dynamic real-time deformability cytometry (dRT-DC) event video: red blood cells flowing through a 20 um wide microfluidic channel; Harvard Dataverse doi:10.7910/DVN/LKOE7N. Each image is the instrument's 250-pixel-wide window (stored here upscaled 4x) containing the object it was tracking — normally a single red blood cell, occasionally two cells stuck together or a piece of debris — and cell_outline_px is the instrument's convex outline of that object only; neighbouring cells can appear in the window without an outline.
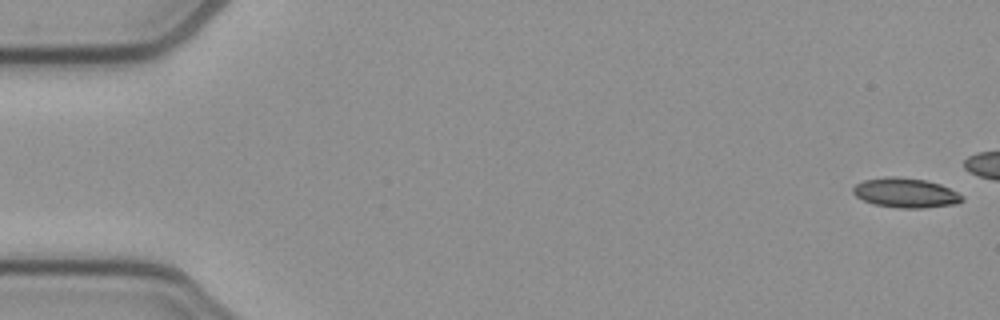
{"species": "common noctule bat (a hibernating species)", "species_latin": "Nyctalus noctula", "temperature_condition": "cold", "stored_images_in_passage": 42, "camera_frame_rate_fps": 3000, "um_per_image_px": 0.085, "animal": {"sex": "female", "body_mass_g": 21.9}, "frame": {"image": 1, "passage_image": 1, "time_ms": 0.0, "image_size_px": [1000, 320], "cell_outline_px": [[964, 200], [956, 204], [924, 208], [900, 208], [872, 204], [856, 196], [852, 192], [852, 188], [856, 184], [864, 180], [884, 176], [896, 176], [924, 180], [940, 184], [964, 196]], "centroid_in_image_um": [76.96, 16.39], "position_along_channel_um": 8.0, "area_um2": 18.9}}
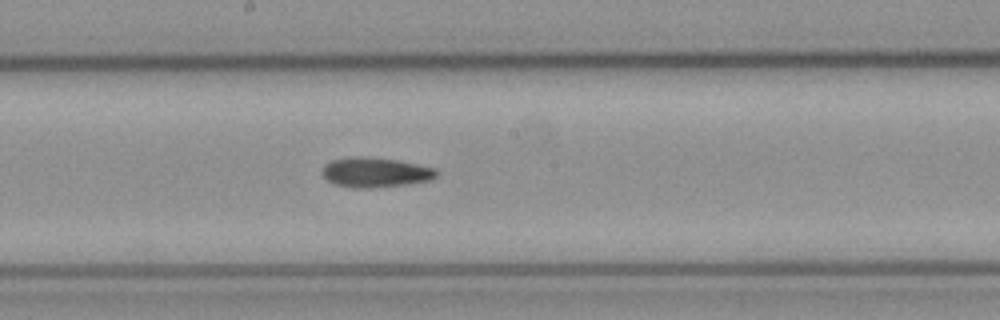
{"frame": {"image": 2, "passage_image": 28, "time_ms": 9.0, "image_size_px": [1000, 320], "cell_outline_px": [[440, 172], [432, 180], [408, 184], [372, 188], [352, 188], [336, 184], [328, 180], [320, 172], [324, 164], [332, 160], [360, 156], [400, 160], [436, 168]], "centroid_in_image_um": [31.94, 14.65], "position_along_channel_um": 216.3, "area_um2": 20.06}}
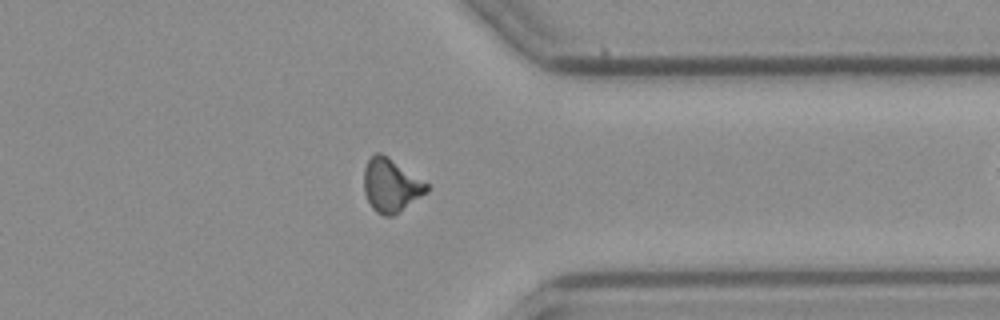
{"frame": {"image": 3, "passage_image": 41, "time_ms": 13.333, "image_size_px": [1000, 320], "cell_outline_px": [[428, 192], [392, 216], [384, 216], [376, 212], [372, 208], [364, 192], [364, 168], [368, 160], [376, 152], [380, 152], [388, 156], [428, 184]], "centroid_in_image_um": [33.21, 15.75], "position_along_channel_um": 378.2, "area_um2": 19.36}}